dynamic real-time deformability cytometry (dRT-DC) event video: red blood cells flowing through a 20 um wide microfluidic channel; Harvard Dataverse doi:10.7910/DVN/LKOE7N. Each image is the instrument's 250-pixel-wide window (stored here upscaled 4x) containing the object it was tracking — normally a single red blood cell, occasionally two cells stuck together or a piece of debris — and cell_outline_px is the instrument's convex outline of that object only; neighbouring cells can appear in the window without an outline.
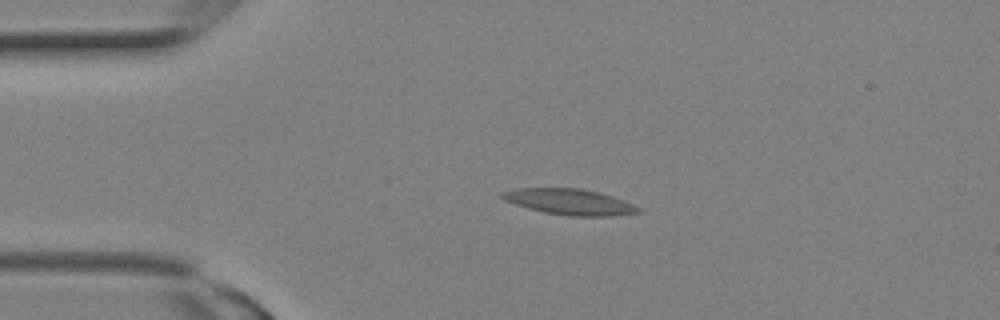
{"species": "Egyptian fruit bat (a non-hibernating species)", "species_latin": "Rousettus aegyptiacus", "temperature_condition": "room temperature", "stored_images_in_passage": 2, "camera_frame_rate_fps": 3000, "um_per_image_px": 0.085, "animal": {"sex": "female"}, "frame": {"image": 1, "passage_image": 2, "time_ms": 0.333, "image_size_px": [1000, 320], "cell_outline_px": [[640, 212], [612, 216], [572, 216], [544, 212], [528, 208], [504, 200], [500, 196], [500, 192], [516, 188], [580, 188], [600, 192], [624, 200], [640, 208]], "centroid_in_image_um": [48.4, 17.15], "position_along_channel_um": 36.6, "area_um2": 20.46}}